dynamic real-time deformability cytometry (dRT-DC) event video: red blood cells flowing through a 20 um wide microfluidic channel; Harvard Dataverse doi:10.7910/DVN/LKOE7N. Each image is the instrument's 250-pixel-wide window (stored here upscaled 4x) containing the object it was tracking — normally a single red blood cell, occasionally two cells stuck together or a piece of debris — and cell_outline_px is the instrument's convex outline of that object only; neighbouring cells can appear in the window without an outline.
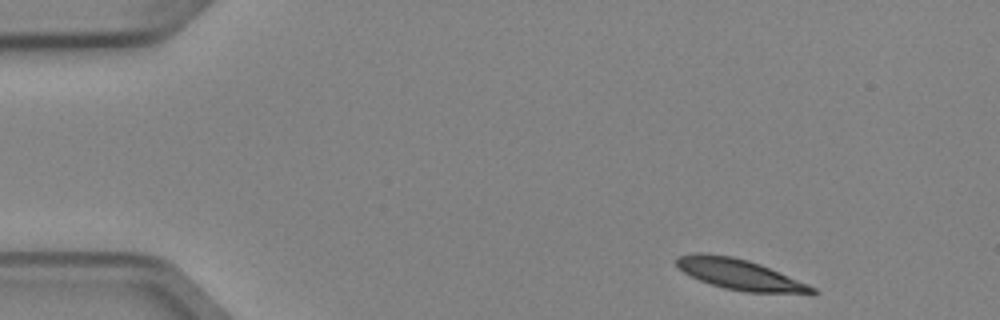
{"species": "Egyptian fruit bat (a non-hibernating species)", "species_latin": "Rousettus aegyptiacus", "temperature_condition": "cold", "stored_images_in_passage": 6, "camera_frame_rate_fps": 3000, "um_per_image_px": 0.085, "animal": {"sex": "female"}, "frame": {"image": 1, "passage_image": 1, "time_ms": 0.0, "image_size_px": [1000, 320], "cell_outline_px": [[820, 292], [812, 296], [744, 292], [724, 288], [700, 280], [684, 272], [676, 264], [676, 256], [692, 252], [700, 252], [732, 256], [748, 260], [760, 264], [808, 284], [816, 288]], "centroid_in_image_um": [62.99, 23.36], "position_along_channel_um": 22.0, "area_um2": 24.85}}
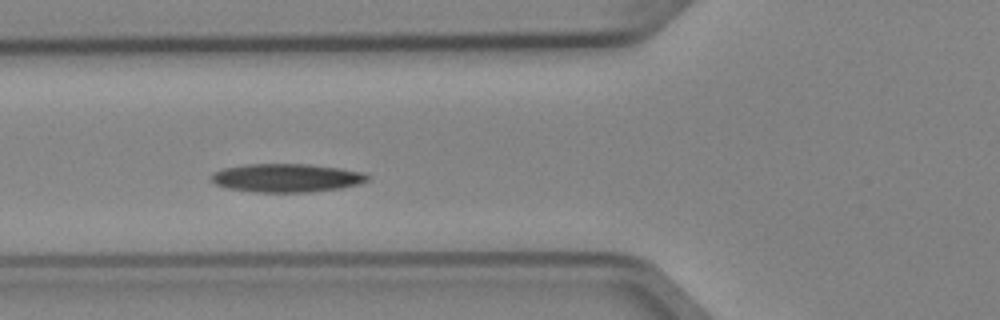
{"frame": {"image": 2, "passage_image": 4, "time_ms": 1.0, "image_size_px": [1000, 320], "cell_outline_px": [[368, 180], [360, 184], [340, 188], [308, 192], [252, 192], [228, 188], [216, 184], [208, 176], [212, 172], [224, 168], [244, 164], [308, 164], [340, 168], [364, 172], [368, 176]], "centroid_in_image_um": [24.33, 15.12], "position_along_channel_um": 101.5, "area_um2": 26.01}}
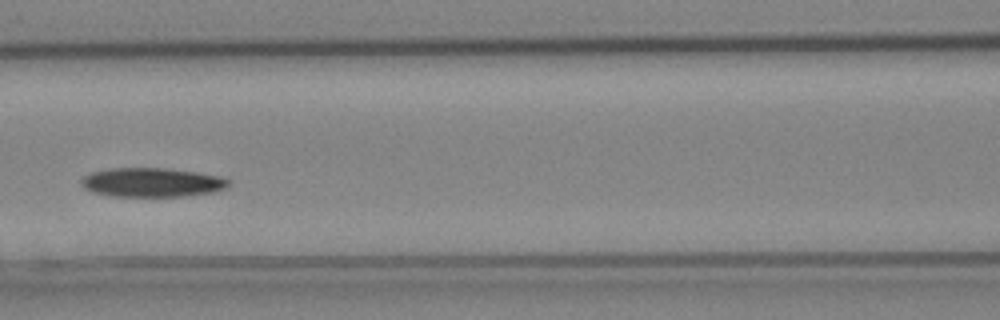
{"frame": {"image": 3, "passage_image": 5, "time_ms": 1.333, "image_size_px": [1000, 320], "cell_outline_px": [[232, 184], [216, 192], [184, 196], [108, 196], [92, 192], [84, 188], [80, 184], [80, 180], [84, 176], [92, 172], [112, 168], [164, 168], [196, 172], [220, 176], [228, 180]], "centroid_in_image_um": [12.9, 15.51], "position_along_channel_um": 153.7, "area_um2": 25.09}}